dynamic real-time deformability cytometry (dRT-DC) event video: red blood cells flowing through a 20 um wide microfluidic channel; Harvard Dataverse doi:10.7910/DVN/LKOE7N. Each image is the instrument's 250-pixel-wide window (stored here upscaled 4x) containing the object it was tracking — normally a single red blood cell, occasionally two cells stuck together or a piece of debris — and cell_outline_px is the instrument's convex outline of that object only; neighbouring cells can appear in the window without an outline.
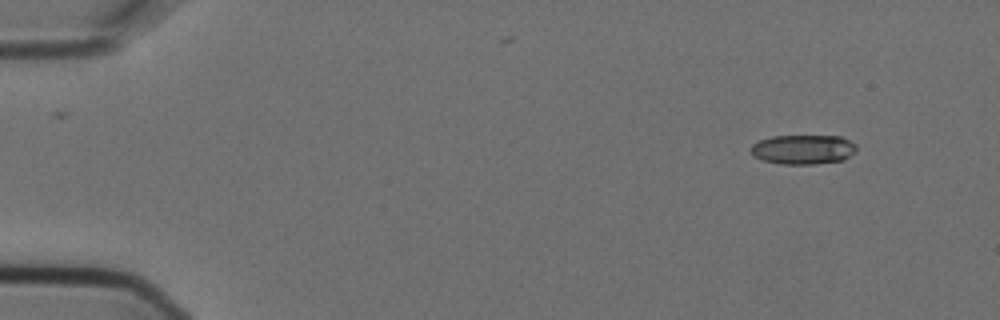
{"species": "Egyptian fruit bat (a non-hibernating species)", "species_latin": "Rousettus aegyptiacus", "temperature_condition": "cold", "stored_images_in_passage": 4, "camera_frame_rate_fps": 3000, "um_per_image_px": 0.085, "animal": {"sex": "female"}, "frame": {"image": 1, "passage_image": 1, "time_ms": 0.0, "image_size_px": [1000, 320], "cell_outline_px": [[856, 152], [844, 160], [812, 164], [780, 164], [764, 160], [752, 156], [748, 148], [752, 144], [760, 140], [772, 136], [840, 136], [856, 144]], "centroid_in_image_um": [68.24, 12.7], "position_along_channel_um": 16.8, "area_um2": 18.32}}
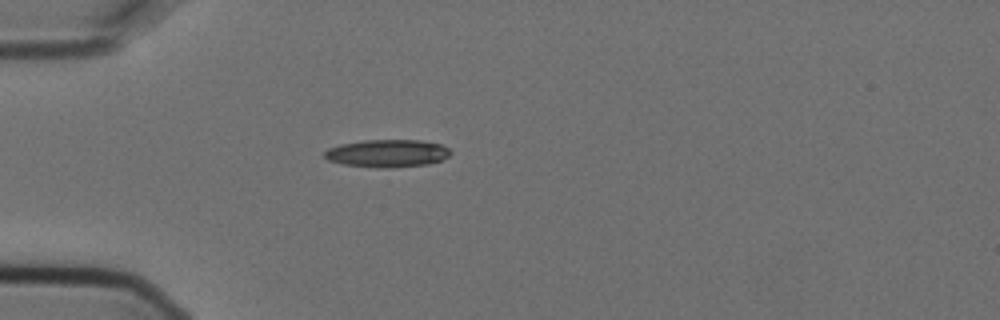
{"frame": {"image": 2, "passage_image": 4, "time_ms": 1.0, "image_size_px": [1000, 320], "cell_outline_px": [[452, 152], [448, 156], [440, 160], [428, 164], [384, 168], [376, 168], [344, 164], [328, 160], [324, 156], [324, 152], [328, 148], [340, 144], [364, 140], [420, 140], [440, 144], [448, 148]], "centroid_in_image_um": [32.9, 13.03], "position_along_channel_um": 52.1, "area_um2": 20.23}}